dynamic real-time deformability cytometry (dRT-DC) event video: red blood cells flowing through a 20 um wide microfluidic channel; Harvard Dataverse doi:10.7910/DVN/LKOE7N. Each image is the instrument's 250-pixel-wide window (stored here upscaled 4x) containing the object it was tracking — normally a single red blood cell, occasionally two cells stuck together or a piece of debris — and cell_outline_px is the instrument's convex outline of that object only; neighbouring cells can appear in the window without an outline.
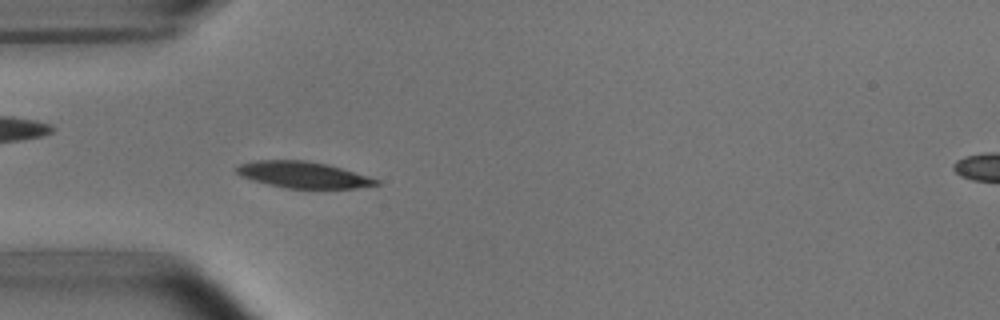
{"species": "common noctule bat (a hibernating species)", "species_latin": "Nyctalus noctula", "temperature_condition": "room temperature", "stored_images_in_passage": 52, "camera_frame_rate_fps": 3000, "um_per_image_px": 0.085, "animal": {"sex": "male", "body_mass_g": 15.6}, "frame": {"image": 1, "passage_image": 15, "time_ms": 4.667, "image_size_px": [1000, 320], "cell_outline_px": [[380, 184], [356, 188], [288, 188], [268, 184], [252, 180], [240, 176], [236, 172], [236, 168], [240, 164], [256, 160], [304, 160], [328, 164], [368, 176], [380, 180]], "centroid_in_image_um": [25.76, 14.85], "position_along_channel_um": 59.2, "area_um2": 21.33}}
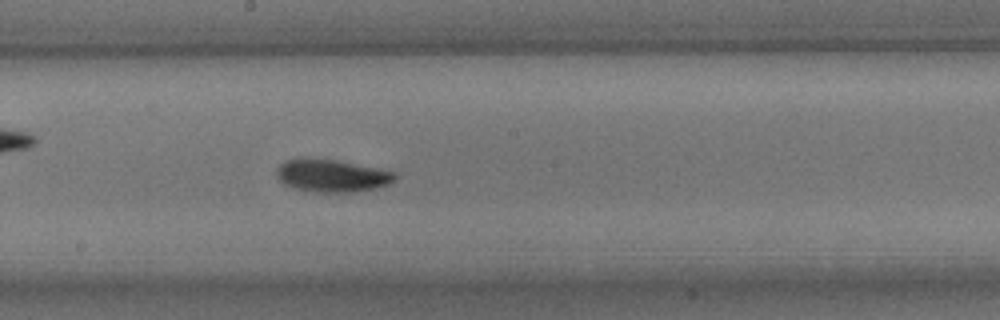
{"frame": {"image": 2, "passage_image": 28, "time_ms": 9.0, "image_size_px": [1000, 320], "cell_outline_px": [[396, 180], [388, 184], [376, 188], [352, 192], [316, 192], [296, 188], [284, 184], [276, 176], [276, 168], [284, 160], [304, 156], [336, 160], [396, 172]], "centroid_in_image_um": [28.16, 14.91], "position_along_channel_um": 220.0, "area_um2": 22.72}}
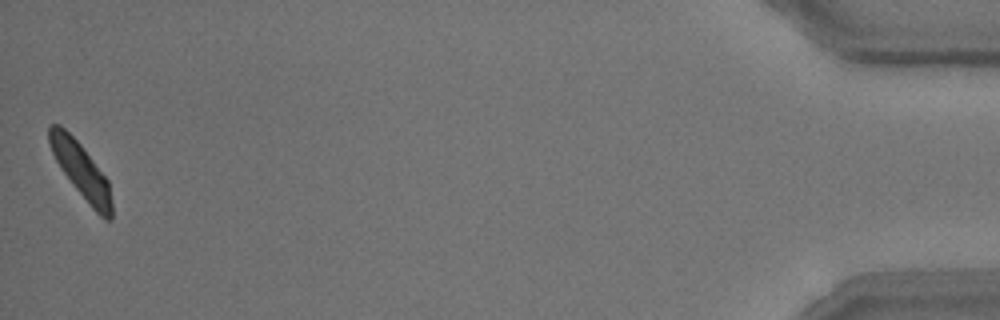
{"frame": {"image": 3, "passage_image": 52, "time_ms": 17.0, "image_size_px": [1000, 320], "cell_outline_px": [[112, 220], [104, 220], [92, 208], [76, 188], [64, 172], [56, 160], [52, 152], [48, 140], [48, 124], [60, 124], [80, 144], [108, 180], [112, 200]], "centroid_in_image_um": [6.9, 14.49], "position_along_channel_um": 428.3, "area_um2": 19.71}, "authors_computed_cell_mechanics": {"area_um2": 20.9236, "velocity_mm_per_s": 3.7645, "shape_relaxation_time_tau1_ms": 2.3245, "shape_relaxation_time_tau2_ms": 9.0368, "deformation_change_tau1": 0.0917, "deformation_change_tau2": 0.1419}}